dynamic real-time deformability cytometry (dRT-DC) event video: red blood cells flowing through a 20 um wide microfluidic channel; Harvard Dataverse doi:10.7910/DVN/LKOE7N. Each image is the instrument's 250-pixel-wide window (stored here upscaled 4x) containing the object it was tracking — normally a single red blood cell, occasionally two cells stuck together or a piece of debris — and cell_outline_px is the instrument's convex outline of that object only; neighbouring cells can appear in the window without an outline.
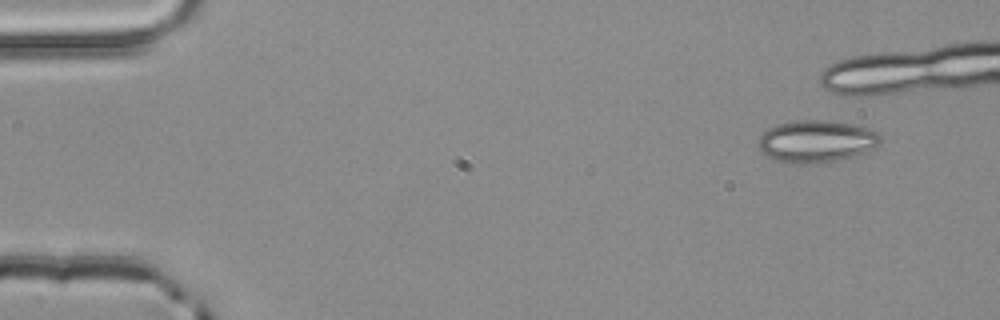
{"species": "common noctule bat (a hibernating species)", "species_latin": "Nyctalus noctula", "temperature_condition": "room temperature", "stored_images_in_passage": 4, "camera_frame_rate_fps": 3000, "um_per_image_px": 0.085, "animal": {"sex": "male", "body_mass_g": 20.4}, "frame": {"image": 1, "passage_image": 4, "time_ms": 1.0, "image_size_px": [1000, 320], "cell_outline_px": [[880, 144], [864, 152], [852, 156], [820, 164], [792, 164], [776, 160], [768, 156], [760, 148], [760, 136], [768, 128], [776, 124], [792, 120], [828, 120], [852, 124], [868, 128], [876, 132], [880, 136]], "centroid_in_image_um": [69.38, 12.01], "position_along_channel_um": 15.6, "area_um2": 29.94}}